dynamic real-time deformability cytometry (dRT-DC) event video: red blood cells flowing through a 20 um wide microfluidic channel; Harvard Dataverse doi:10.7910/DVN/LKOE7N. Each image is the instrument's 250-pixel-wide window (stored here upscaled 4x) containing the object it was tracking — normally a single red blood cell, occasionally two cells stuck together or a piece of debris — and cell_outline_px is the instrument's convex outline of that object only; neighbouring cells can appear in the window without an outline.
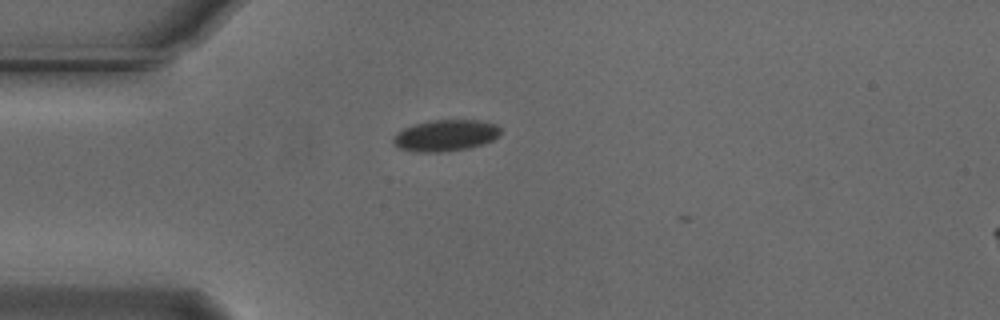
{"species": "Egyptian fruit bat (a non-hibernating species)", "species_latin": "Rousettus aegyptiacus", "temperature_condition": "cold", "stored_images_in_passage": 41, "camera_frame_rate_fps": 3000, "um_per_image_px": 0.085, "animal": {"sex": "male"}, "frame": {"image": 1, "passage_image": 1, "time_ms": 0.0, "image_size_px": [1000, 320], "cell_outline_px": [[500, 132], [492, 140], [468, 148], [440, 152], [416, 152], [400, 148], [392, 140], [396, 132], [404, 128], [428, 120], [480, 120], [496, 124], [500, 128]], "centroid_in_image_um": [37.85, 11.5], "position_along_channel_um": 47.2, "area_um2": 19.42}}
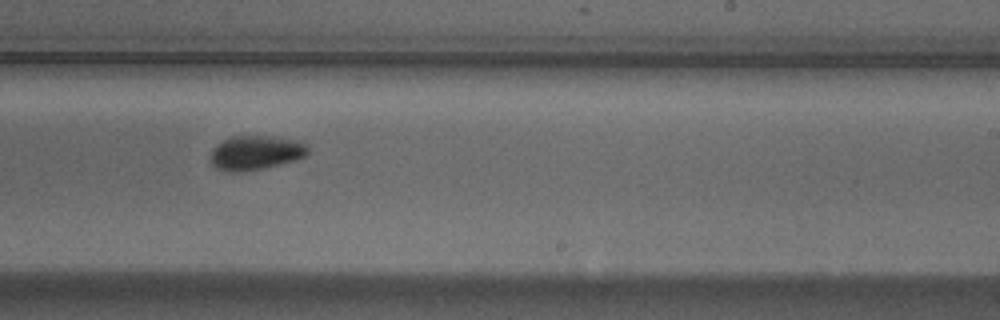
{"frame": {"image": 2, "passage_image": 20, "time_ms": 6.333, "image_size_px": [1000, 320], "cell_outline_px": [[308, 156], [296, 160], [260, 168], [236, 172], [228, 172], [216, 168], [208, 160], [212, 148], [216, 144], [232, 136], [272, 136], [304, 140], [308, 144]], "centroid_in_image_um": [21.75, 12.96], "position_along_channel_um": 267.2, "area_um2": 19.83}}
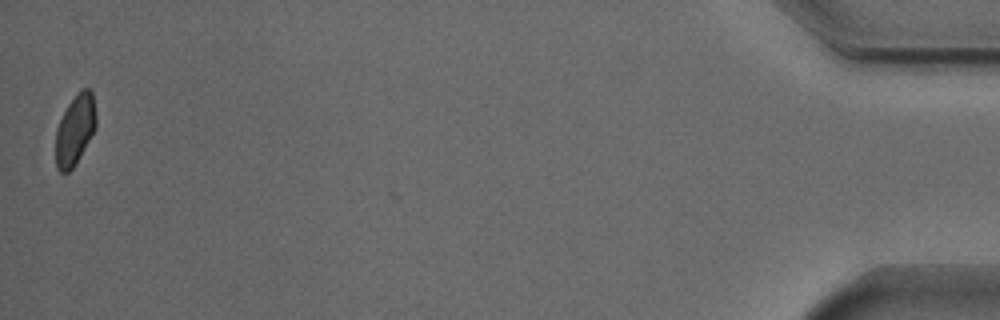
{"frame": {"image": 3, "passage_image": 41, "time_ms": 13.333, "image_size_px": [1000, 320], "cell_outline_px": [[96, 128], [76, 164], [68, 172], [60, 172], [56, 168], [56, 128], [68, 104], [76, 92], [80, 88], [88, 88], [92, 92], [96, 116]], "centroid_in_image_um": [6.38, 11.02], "position_along_channel_um": 428.8, "area_um2": 16.65}, "authors_computed_cell_mechanics": {"area_um2": 18.785, "velocity_mm_per_s": 3.718, "shape_relaxation_time_tau1_ms": 2.4023, "shape_relaxation_time_tau2_ms": null, "deformation_change_tau1": 0.0726, "deformation_change_tau2": null}}